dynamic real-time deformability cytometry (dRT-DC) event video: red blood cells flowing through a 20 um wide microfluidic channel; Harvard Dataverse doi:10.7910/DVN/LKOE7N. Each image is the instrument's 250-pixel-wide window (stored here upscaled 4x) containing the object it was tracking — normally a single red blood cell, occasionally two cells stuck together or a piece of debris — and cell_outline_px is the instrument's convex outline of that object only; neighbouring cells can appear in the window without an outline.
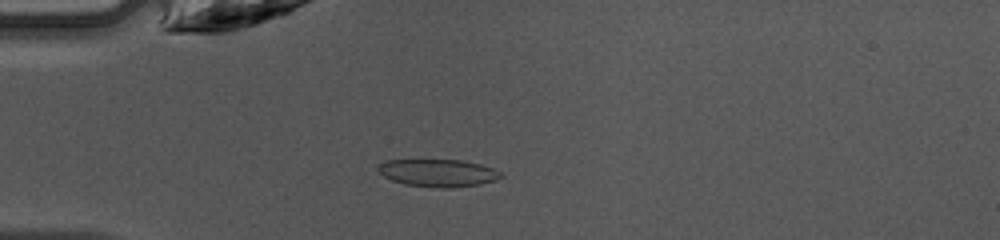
{"species": "common noctule bat (a hibernating species)", "species_latin": "Nyctalus noctula", "temperature_condition": "warm", "stored_images_in_passage": 47, "camera_frame_rate_fps": 3000, "um_per_image_px": 0.085, "animal": {"sex": "female", "body_mass_g": 10.0, "forearm_length_mm": 53.1}, "frame": {"image": 1, "passage_image": 13, "time_ms": 4.0, "image_size_px": [1000, 240], "cell_outline_px": [[504, 176], [480, 184], [452, 188], [440, 188], [404, 184], [392, 180], [376, 172], [376, 168], [380, 164], [388, 160], [460, 160], [480, 164], [492, 168], [500, 172]], "centroid_in_image_um": [37.19, 14.7], "position_along_channel_um": 47.8, "area_um2": 19.59}}
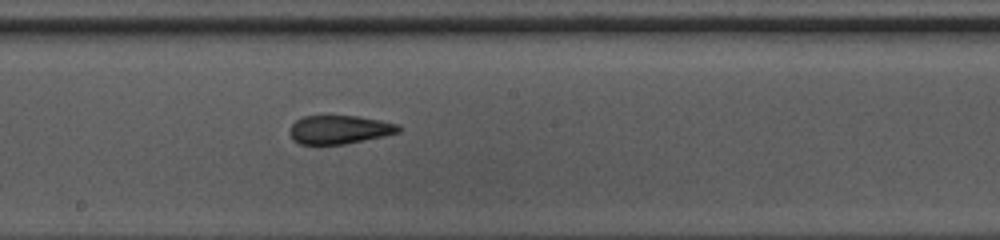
{"frame": {"image": 2, "passage_image": 26, "time_ms": 8.333, "image_size_px": [1000, 240], "cell_outline_px": [[400, 132], [384, 136], [344, 144], [300, 144], [292, 140], [288, 132], [292, 124], [296, 120], [304, 116], [360, 116], [400, 124]], "centroid_in_image_um": [28.84, 11.01], "position_along_channel_um": 219.4, "area_um2": 18.21}}
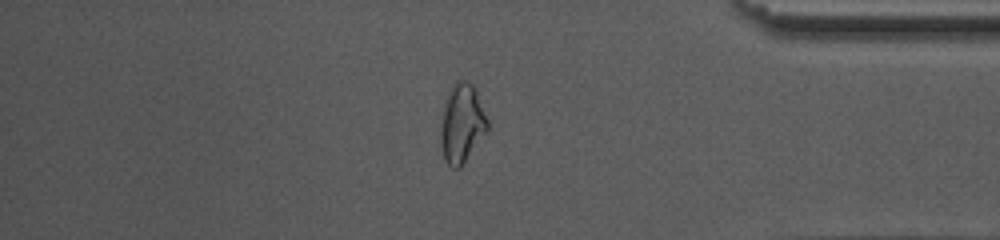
{"frame": {"image": 3, "passage_image": 40, "time_ms": 13.0, "image_size_px": [1000, 240], "cell_outline_px": [[488, 132], [460, 168], [452, 168], [444, 160], [440, 140], [440, 128], [444, 104], [456, 80], [464, 80], [472, 84], [476, 92], [488, 120]], "centroid_in_image_um": [39.27, 10.54], "position_along_channel_um": 395.9, "area_um2": 21.44}, "authors_computed_cell_mechanics": {"area_um2": 19.7098, "velocity_mm_per_s": 4.26, "shape_relaxation_time_tau1_ms": null, "shape_relaxation_time_tau2_ms": 1.3101, "deformation_change_tau1": null, "deformation_change_tau2": 0.0801}}